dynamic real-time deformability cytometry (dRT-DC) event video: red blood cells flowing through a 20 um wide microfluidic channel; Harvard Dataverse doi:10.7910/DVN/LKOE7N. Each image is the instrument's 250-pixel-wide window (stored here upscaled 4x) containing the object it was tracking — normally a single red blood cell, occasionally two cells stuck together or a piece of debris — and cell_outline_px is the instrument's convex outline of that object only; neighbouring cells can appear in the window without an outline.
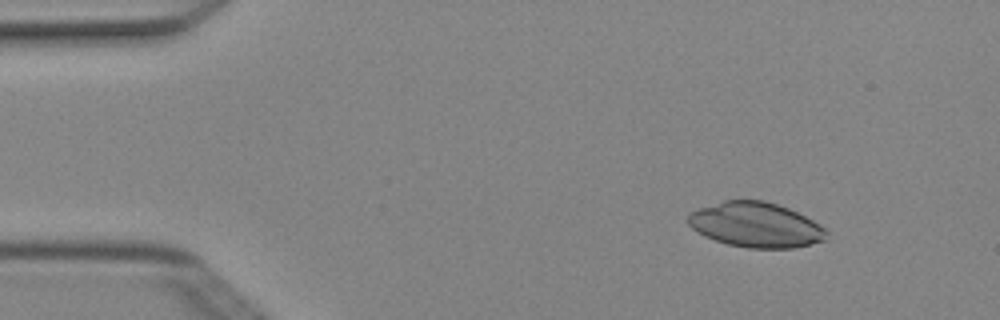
{"species": "Egyptian fruit bat (a non-hibernating species)", "species_latin": "Rousettus aegyptiacus", "temperature_condition": "cold", "stored_images_in_passage": 4, "camera_frame_rate_fps": 3000, "um_per_image_px": 0.085, "animal": {"sex": "female"}, "frame": {"image": 1, "passage_image": 2, "time_ms": 0.333, "image_size_px": [1000, 320], "cell_outline_px": [[828, 232], [824, 240], [792, 248], [748, 248], [728, 244], [704, 236], [692, 228], [688, 224], [688, 212], [724, 200], [764, 200], [788, 208], [812, 220], [824, 228]], "centroid_in_image_um": [64.2, 19.11], "position_along_channel_um": 20.8, "area_um2": 35.95}}